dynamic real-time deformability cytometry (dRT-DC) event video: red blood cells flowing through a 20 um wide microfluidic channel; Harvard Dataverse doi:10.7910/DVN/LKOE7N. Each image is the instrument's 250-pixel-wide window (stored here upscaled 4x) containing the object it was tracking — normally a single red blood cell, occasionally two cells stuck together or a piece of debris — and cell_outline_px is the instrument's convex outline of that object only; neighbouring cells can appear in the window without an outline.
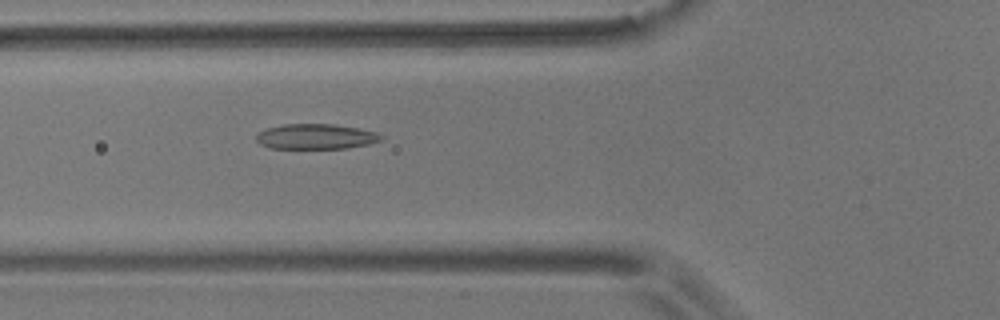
{"species": "common noctule bat (a hibernating species)", "species_latin": "Nyctalus noctula", "temperature_condition": "room temperature", "stored_images_in_passage": 38, "camera_frame_rate_fps": 3000, "um_per_image_px": 0.085, "animal": {"sex": "male", "body_mass_g": 17.9}, "frame": {"image": 1, "passage_image": 9, "time_ms": 2.667, "image_size_px": [1000, 320], "cell_outline_px": [[384, 136], [380, 140], [368, 144], [348, 148], [268, 148], [260, 144], [256, 140], [256, 132], [268, 128], [284, 124], [332, 124], [356, 128], [376, 132]], "centroid_in_image_um": [26.8, 11.61], "position_along_channel_um": 99.0, "area_um2": 18.26}}
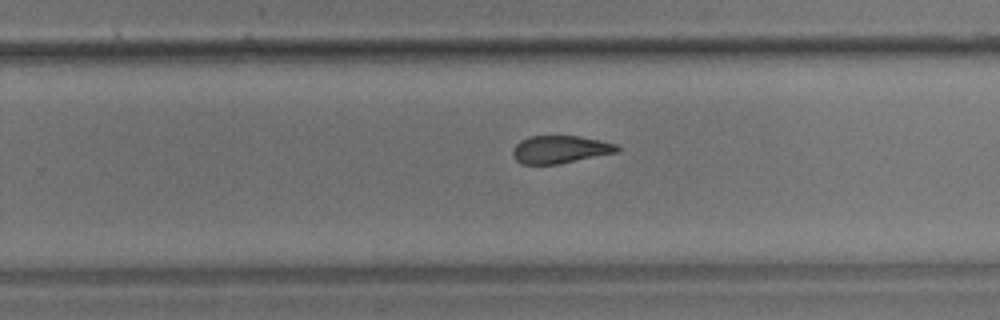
{"frame": {"image": 2, "passage_image": 24, "time_ms": 7.667, "image_size_px": [1000, 320], "cell_outline_px": [[620, 152], [560, 164], [520, 164], [512, 156], [512, 148], [520, 140], [528, 136], [580, 136], [600, 140], [616, 144], [620, 148]], "centroid_in_image_um": [47.61, 12.71], "position_along_channel_um": 282.2, "area_um2": 17.17}}
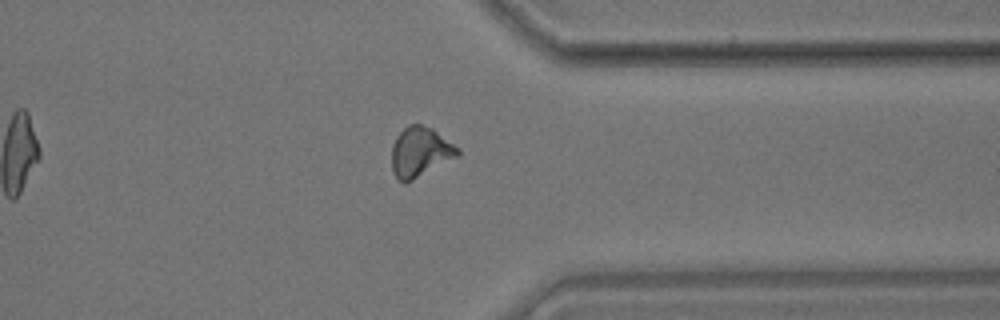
{"frame": {"image": 3, "passage_image": 32, "time_ms": 10.333, "image_size_px": [1000, 320], "cell_outline_px": [[460, 156], [404, 184], [392, 172], [392, 144], [396, 136], [408, 124], [420, 124], [432, 128], [460, 148]], "centroid_in_image_um": [35.73, 12.91], "position_along_channel_um": 375.7, "area_um2": 19.31}}